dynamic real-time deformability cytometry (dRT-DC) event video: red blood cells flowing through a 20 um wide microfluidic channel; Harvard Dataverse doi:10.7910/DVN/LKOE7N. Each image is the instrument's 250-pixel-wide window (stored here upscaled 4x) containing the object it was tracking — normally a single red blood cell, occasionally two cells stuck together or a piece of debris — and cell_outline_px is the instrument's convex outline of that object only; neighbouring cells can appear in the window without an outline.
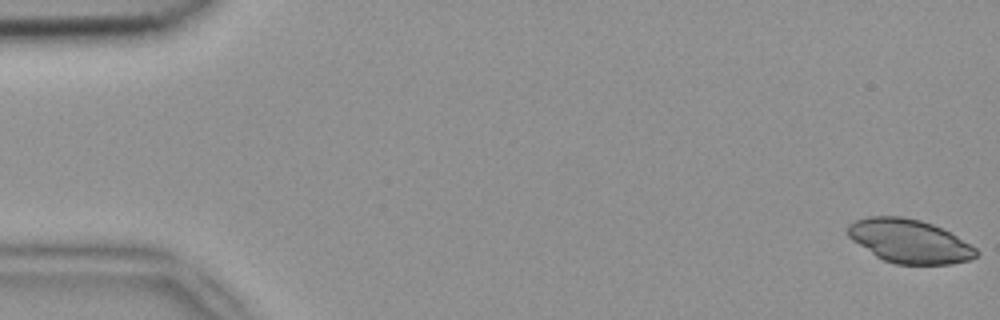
{"species": "common noctule bat (a hibernating species)", "species_latin": "Nyctalus noctula", "temperature_condition": "room temperature", "stored_images_in_passage": 10, "camera_frame_rate_fps": 3000, "um_per_image_px": 0.085, "animal": {"sex": "female", "body_mass_g": 18.4}, "frame": {"image": 1, "passage_image": 1, "time_ms": 0.0, "image_size_px": [1000, 320], "cell_outline_px": [[980, 252], [972, 260], [952, 264], [896, 264], [884, 260], [876, 256], [852, 240], [848, 236], [848, 224], [856, 220], [868, 216], [900, 216], [920, 220], [932, 224], [956, 236], [976, 248]], "centroid_in_image_um": [77.3, 20.5], "position_along_channel_um": 7.7, "area_um2": 32.48}}